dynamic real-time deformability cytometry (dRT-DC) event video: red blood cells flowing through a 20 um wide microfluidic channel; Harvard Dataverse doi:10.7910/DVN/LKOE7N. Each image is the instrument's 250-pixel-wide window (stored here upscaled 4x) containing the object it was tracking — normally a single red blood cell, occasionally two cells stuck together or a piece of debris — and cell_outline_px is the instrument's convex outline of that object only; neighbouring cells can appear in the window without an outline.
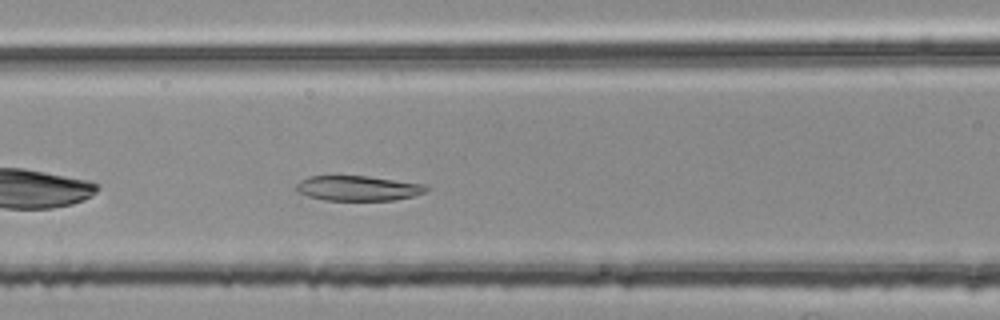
{"species": "common noctule bat (a hibernating species)", "species_latin": "Nyctalus noctula", "temperature_condition": "room temperature", "stored_images_in_passage": 36, "camera_frame_rate_fps": 3000, "um_per_image_px": 0.085, "animal": {"sex": "female", "body_mass_g": 25.1}, "frame": {"image": 1, "passage_image": 8, "time_ms": 2.333, "image_size_px": [1000, 320], "cell_outline_px": [[428, 188], [424, 192], [412, 196], [392, 200], [324, 200], [308, 196], [300, 192], [296, 188], [296, 184], [300, 180], [308, 176], [368, 176], [428, 184]], "centroid_in_image_um": [30.45, 15.99], "position_along_channel_um": 136.2, "area_um2": 18.9}}
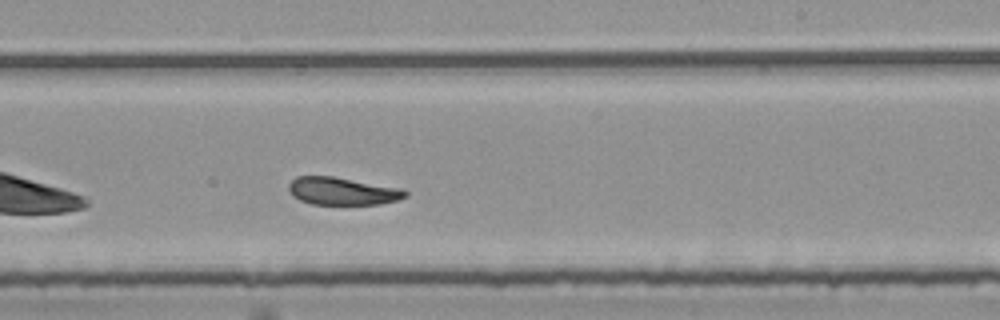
{"frame": {"image": 2, "passage_image": 18, "time_ms": 5.667, "image_size_px": [1000, 320], "cell_outline_px": [[408, 196], [396, 200], [380, 204], [312, 204], [300, 200], [292, 196], [288, 188], [288, 184], [296, 176], [332, 176], [400, 188], [408, 192]], "centroid_in_image_um": [29.07, 16.24], "position_along_channel_um": 259.9, "area_um2": 18.67}}
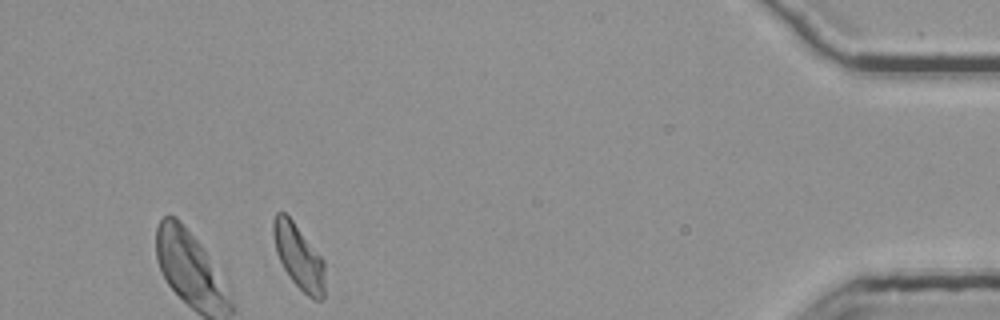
{"frame": {"image": 3, "passage_image": 35, "time_ms": 11.333, "image_size_px": [1000, 320], "cell_outline_px": [[324, 300], [312, 300], [292, 280], [284, 268], [276, 252], [272, 232], [272, 220], [276, 212], [284, 212], [292, 220], [324, 260]], "centroid_in_image_um": [25.39, 21.82], "position_along_channel_um": 409.8, "area_um2": 19.31}, "authors_computed_cell_mechanics": {"area_um2": 19.5942, "velocity_mm_per_s": 3.7266, "shape_relaxation_time_tau1_ms": null, "shape_relaxation_time_tau2_ms": 2.3173, "deformation_change_tau1": null, "deformation_change_tau2": 0.0773}}